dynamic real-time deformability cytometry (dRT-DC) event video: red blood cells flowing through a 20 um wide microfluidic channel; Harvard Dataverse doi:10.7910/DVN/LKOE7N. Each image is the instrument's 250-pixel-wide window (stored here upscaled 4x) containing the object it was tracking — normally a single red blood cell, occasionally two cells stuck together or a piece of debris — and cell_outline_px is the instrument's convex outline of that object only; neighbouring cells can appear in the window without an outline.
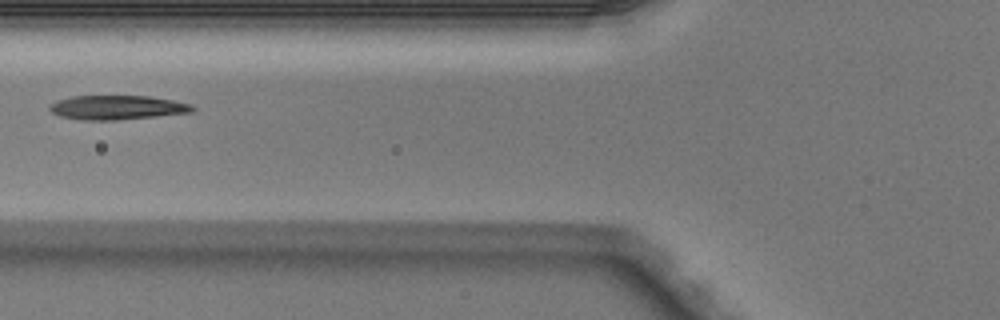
{"species": "Egyptian fruit bat (a non-hibernating species)", "species_latin": "Rousettus aegyptiacus", "temperature_condition": "warm", "stored_images_in_passage": 5, "camera_frame_rate_fps": 3000, "um_per_image_px": 0.085, "animal": {"sex": "male"}, "frame": {"image": 1, "passage_image": 5, "time_ms": 1.333, "image_size_px": [1000, 320], "cell_outline_px": [[196, 108], [192, 112], [156, 116], [116, 120], [80, 120], [60, 116], [52, 112], [48, 108], [56, 100], [72, 96], [148, 96], [172, 100], [192, 104]], "centroid_in_image_um": [9.95, 9.13], "position_along_channel_um": 115.8, "area_um2": 20.11}}